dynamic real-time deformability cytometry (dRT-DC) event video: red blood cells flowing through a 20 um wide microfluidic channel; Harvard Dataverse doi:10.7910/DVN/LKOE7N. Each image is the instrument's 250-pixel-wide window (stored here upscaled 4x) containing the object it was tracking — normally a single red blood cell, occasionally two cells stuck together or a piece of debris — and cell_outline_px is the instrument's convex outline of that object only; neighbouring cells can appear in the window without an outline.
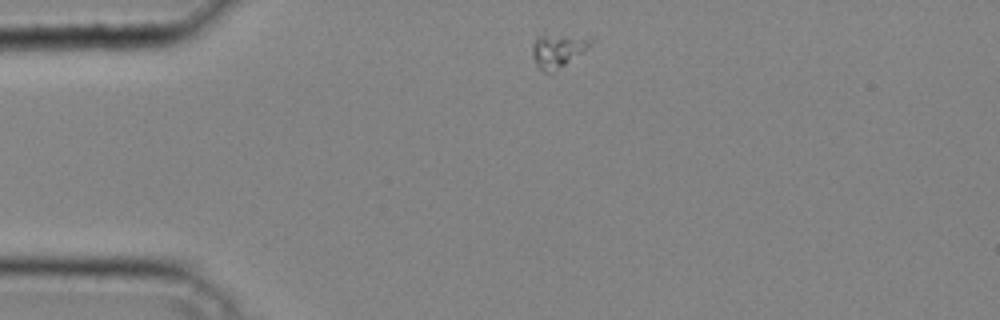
{"species": "common noctule bat (a hibernating species)", "species_latin": "Nyctalus noctula", "temperature_condition": "cold", "stored_images_in_passage": 28, "camera_frame_rate_fps": 3000, "um_per_image_px": 0.085, "animal": {"sex": "male", "body_mass_g": 20.4}, "frame": {"image": 1, "passage_image": 1, "time_ms": 0.0, "image_size_px": [1000, 320], "cell_outline_px": [[596, 40], [564, 64], [548, 72], [544, 72], [536, 64], [532, 56], [532, 44], [536, 36], [596, 36]], "centroid_in_image_um": [47.42, 4.24], "position_along_channel_um": 37.6, "area_um2": 10.87}}
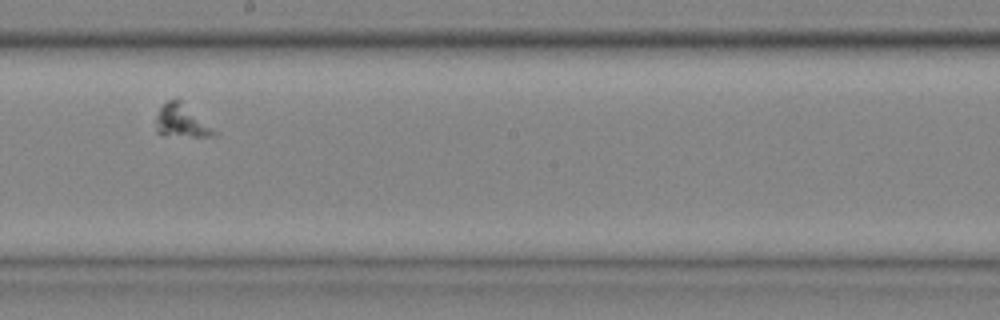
{"frame": {"image": 2, "passage_image": 16, "time_ms": 5.0, "image_size_px": [1000, 320], "cell_outline_px": [[216, 132], [212, 136], [160, 136], [156, 132], [156, 116], [160, 108], [168, 100], [180, 100]], "centroid_in_image_um": [15.34, 10.32], "position_along_channel_um": 232.9, "area_um2": 10.75}}
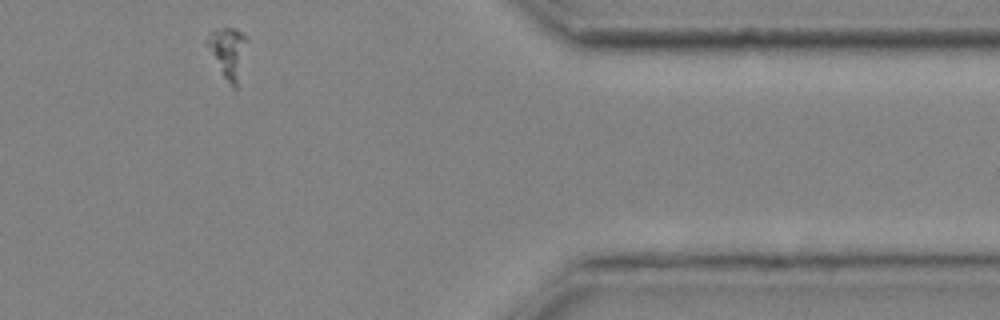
{"frame": {"image": 3, "passage_image": 28, "time_ms": 9.0, "image_size_px": [1000, 320], "cell_outline_px": [[248, 40], [236, 88], [232, 88], [224, 76], [204, 44], [204, 40], [212, 32], [224, 28], [236, 28]], "centroid_in_image_um": [19.36, 4.44], "position_along_channel_um": 392.0, "area_um2": 11.44}}